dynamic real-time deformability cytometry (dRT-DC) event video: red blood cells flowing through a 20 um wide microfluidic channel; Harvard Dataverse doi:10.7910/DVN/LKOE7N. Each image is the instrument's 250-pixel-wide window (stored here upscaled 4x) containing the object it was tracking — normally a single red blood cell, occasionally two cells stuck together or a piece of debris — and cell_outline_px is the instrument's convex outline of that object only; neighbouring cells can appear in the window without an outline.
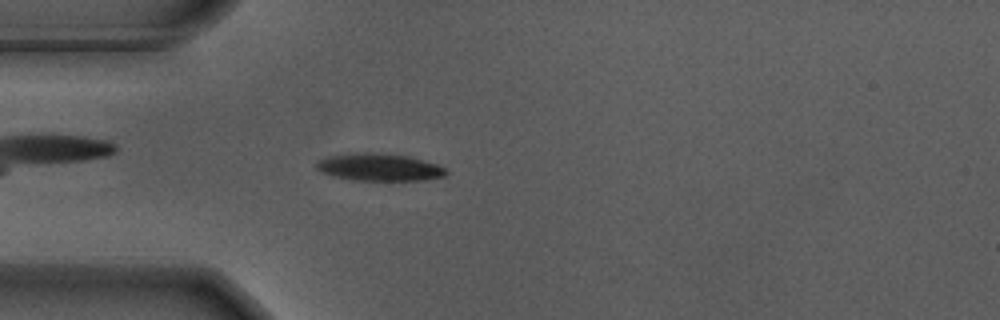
{"species": "Egyptian fruit bat (a non-hibernating species)", "species_latin": "Rousettus aegyptiacus", "temperature_condition": "warm", "stored_images_in_passage": 46, "camera_frame_rate_fps": 3000, "um_per_image_px": 0.085, "animal": {"sex": "male"}, "frame": {"image": 1, "passage_image": 6, "time_ms": 1.667, "image_size_px": [1000, 320], "cell_outline_px": [[448, 172], [444, 176], [424, 180], [352, 180], [320, 172], [316, 168], [316, 160], [324, 156], [348, 152], [376, 152], [408, 156], [436, 164], [444, 168]], "centroid_in_image_um": [32.15, 14.19], "position_along_channel_um": 52.8, "area_um2": 20.92}}
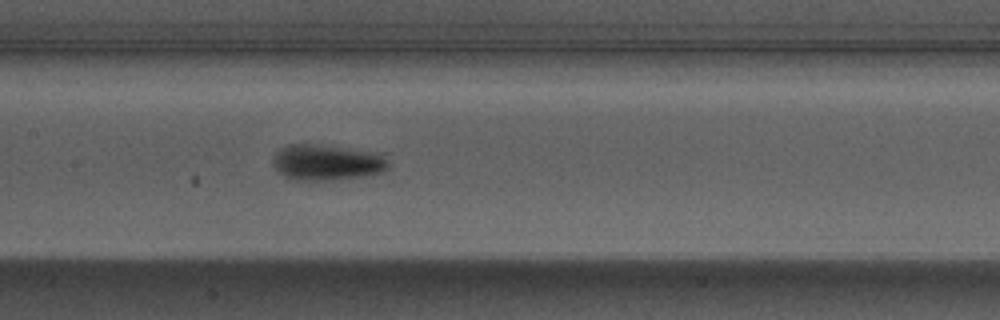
{"frame": {"image": 2, "passage_image": 17, "time_ms": 5.333, "image_size_px": [1000, 320], "cell_outline_px": [[388, 168], [380, 172], [364, 176], [332, 180], [292, 180], [284, 176], [276, 168], [276, 152], [280, 148], [288, 144], [312, 144], [380, 152], [388, 160]], "centroid_in_image_um": [27.83, 13.8], "position_along_channel_um": 179.6, "area_um2": 23.87}}
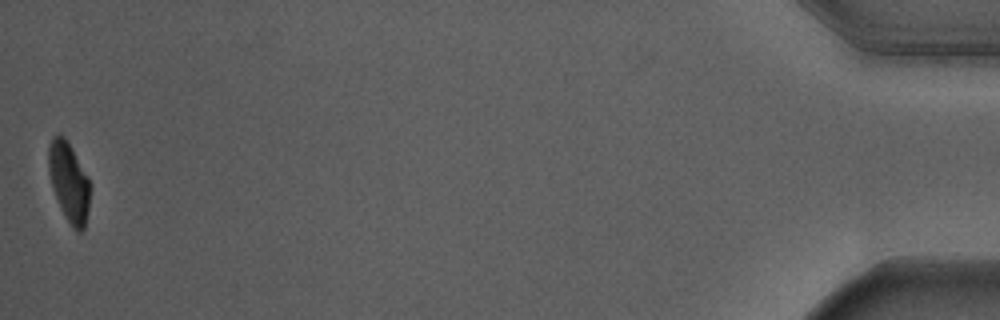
{"frame": {"image": 3, "passage_image": 46, "time_ms": 15.0, "image_size_px": [1000, 320], "cell_outline_px": [[92, 188], [84, 228], [80, 232], [76, 232], [72, 228], [60, 208], [52, 188], [48, 172], [48, 144], [52, 136], [64, 136], [88, 176], [92, 184]], "centroid_in_image_um": [5.86, 15.49], "position_along_channel_um": 429.3, "area_um2": 19.48}, "authors_computed_cell_mechanics": {"area_um2": 21.5883, "velocity_mm_per_s": 3.6554, "shape_relaxation_time_tau1_ms": 2.3947, "shape_relaxation_time_tau2_ms": null, "deformation_change_tau1": 0.166, "deformation_change_tau2": null}}